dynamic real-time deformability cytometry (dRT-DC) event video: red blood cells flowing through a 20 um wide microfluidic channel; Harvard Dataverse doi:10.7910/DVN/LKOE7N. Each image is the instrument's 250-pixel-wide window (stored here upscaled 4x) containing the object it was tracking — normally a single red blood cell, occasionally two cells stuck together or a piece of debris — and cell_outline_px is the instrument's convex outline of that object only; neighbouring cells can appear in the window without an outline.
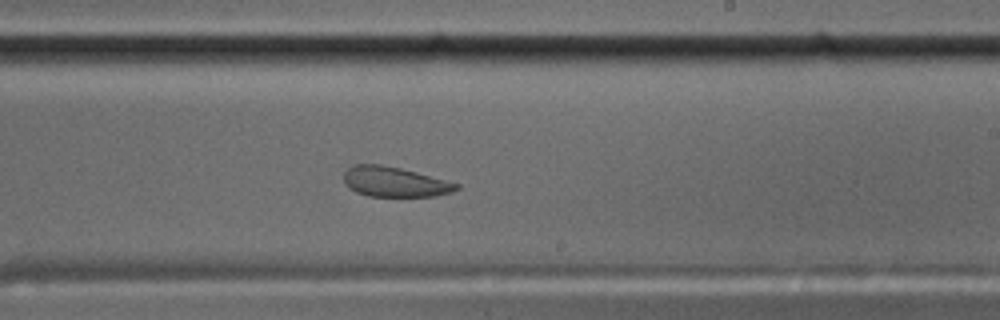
{"species": "common noctule bat (a hibernating species)", "species_latin": "Nyctalus noctula", "temperature_condition": "cold", "stored_images_in_passage": 54, "camera_frame_rate_fps": 3000, "um_per_image_px": 0.085, "animal": {"sex": "male", "body_mass_g": 17.5, "forearm_length_mm": 52.3}, "frame": {"image": 1, "passage_image": 31, "time_ms": 10.0, "image_size_px": [1000, 320], "cell_outline_px": [[460, 188], [452, 192], [436, 196], [368, 196], [356, 192], [344, 180], [344, 172], [352, 164], [380, 164], [400, 168], [416, 172], [460, 184]], "centroid_in_image_um": [33.56, 15.45], "position_along_channel_um": 255.4, "area_um2": 19.54}, "authors_computed_cell_mechanics": {"area_um2": 21.5016, "velocity_mm_per_s": 3.4975, "shape_relaxation_time_tau1_ms": null, "shape_relaxation_time_tau2_ms": 1.7242, "deformation_change_tau1": null, "deformation_change_tau2": 0.0767}}